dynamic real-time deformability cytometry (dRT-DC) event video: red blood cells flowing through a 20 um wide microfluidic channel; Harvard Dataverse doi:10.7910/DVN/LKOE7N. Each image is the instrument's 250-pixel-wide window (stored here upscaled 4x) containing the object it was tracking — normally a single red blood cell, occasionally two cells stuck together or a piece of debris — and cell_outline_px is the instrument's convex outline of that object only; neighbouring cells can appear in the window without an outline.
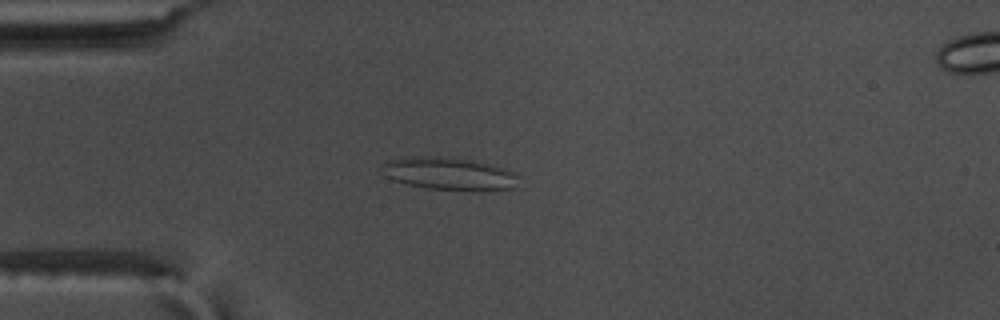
{"species": "common noctule bat (a hibernating species)", "species_latin": "Nyctalus noctula", "temperature_condition": "warm", "stored_images_in_passage": 48, "camera_frame_rate_fps": 3000, "um_per_image_px": 0.085, "animal": {"sex": "male", "body_mass_g": 17.5, "forearm_length_mm": 52.3}, "frame": {"image": 1, "passage_image": 15, "time_ms": 4.667, "image_size_px": [1000, 320], "cell_outline_px": [[516, 176], [512, 188], [484, 192], [476, 192], [428, 188], [408, 184], [392, 180], [380, 168], [388, 160], [412, 156], [440, 156], [472, 160], [488, 164], [512, 172]], "centroid_in_image_um": [38.13, 14.78], "position_along_channel_um": 46.9, "area_um2": 25.84}}
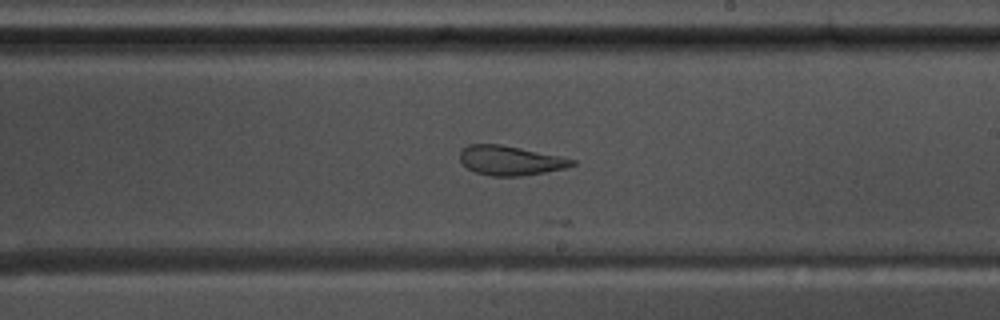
{"frame": {"image": 2, "passage_image": 33, "time_ms": 10.667, "image_size_px": [1000, 320], "cell_outline_px": [[576, 164], [564, 168], [544, 172], [520, 176], [492, 176], [476, 172], [468, 168], [460, 160], [460, 148], [468, 144], [500, 144], [560, 156], [576, 160]], "centroid_in_image_um": [43.35, 13.63], "position_along_channel_um": 245.7, "area_um2": 19.13}}
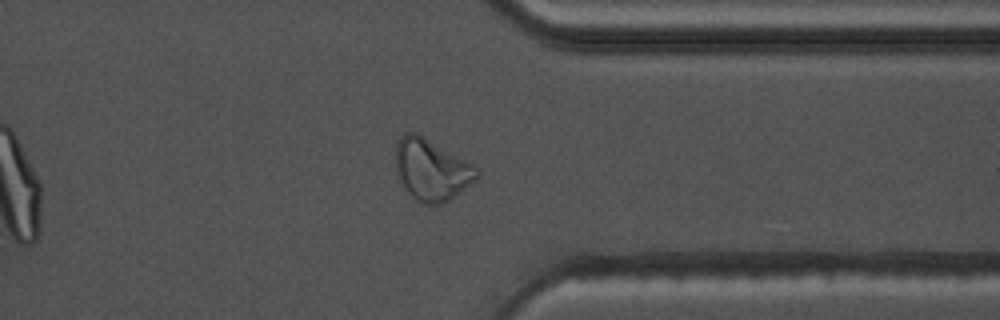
{"frame": {"image": 3, "passage_image": 44, "time_ms": 14.333, "image_size_px": [1000, 320], "cell_outline_px": [[480, 176], [476, 180], [448, 200], [440, 204], [424, 204], [416, 200], [404, 188], [400, 180], [396, 168], [396, 144], [400, 136], [404, 132], [416, 132], [472, 164], [480, 172]], "centroid_in_image_um": [36.66, 14.42], "position_along_channel_um": 374.7, "area_um2": 28.73}, "authors_computed_cell_mechanics": {"area_um2": 22.831, "velocity_mm_per_s": 3.6078, "shape_relaxation_time_tau1_ms": null, "shape_relaxation_time_tau2_ms": 1.5128, "deformation_change_tau1": null, "deformation_change_tau2": 0.1086}}